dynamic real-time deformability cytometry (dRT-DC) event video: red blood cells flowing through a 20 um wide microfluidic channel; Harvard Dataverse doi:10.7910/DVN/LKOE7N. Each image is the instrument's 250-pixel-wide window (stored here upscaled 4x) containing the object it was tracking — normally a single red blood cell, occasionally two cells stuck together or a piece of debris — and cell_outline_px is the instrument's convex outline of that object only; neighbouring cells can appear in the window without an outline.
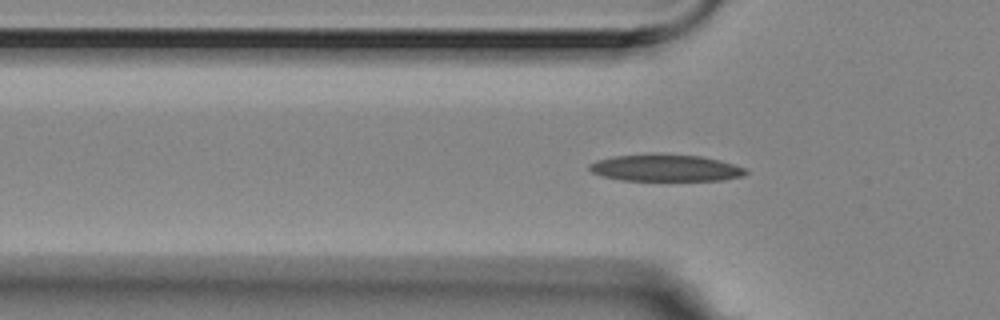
{"species": "Egyptian fruit bat (a non-hibernating species)", "species_latin": "Rousettus aegyptiacus", "temperature_condition": "room temperature", "stored_images_in_passage": 42, "camera_frame_rate_fps": 3000, "um_per_image_px": 0.085, "animal": {"sex": "female"}, "frame": {"image": 1, "passage_image": 9, "time_ms": 2.667, "image_size_px": [1000, 320], "cell_outline_px": [[748, 172], [744, 176], [724, 180], [624, 180], [600, 176], [592, 172], [588, 168], [588, 164], [596, 160], [612, 156], [652, 152], [700, 156], [720, 160], [744, 168]], "centroid_in_image_um": [56.52, 14.25], "position_along_channel_um": 69.3, "area_um2": 24.91}}
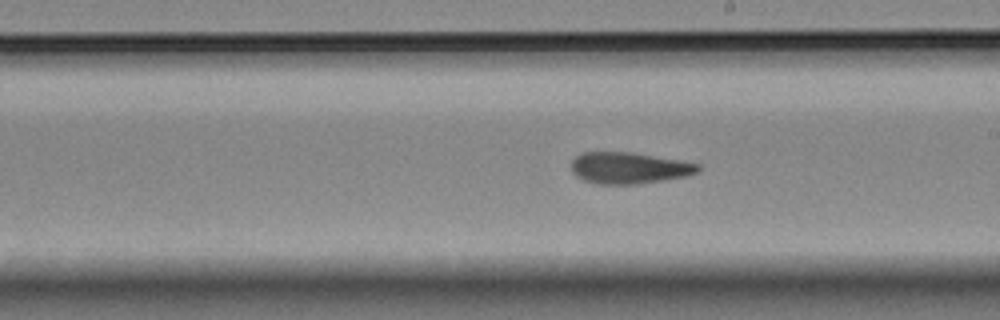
{"frame": {"image": 2, "passage_image": 23, "time_ms": 7.333, "image_size_px": [1000, 320], "cell_outline_px": [[700, 172], [688, 176], [664, 180], [636, 184], [596, 184], [584, 180], [576, 176], [572, 172], [572, 160], [576, 156], [584, 152], [632, 152], [680, 160], [700, 164]], "centroid_in_image_um": [53.49, 14.28], "position_along_channel_um": 235.5, "area_um2": 23.35}}
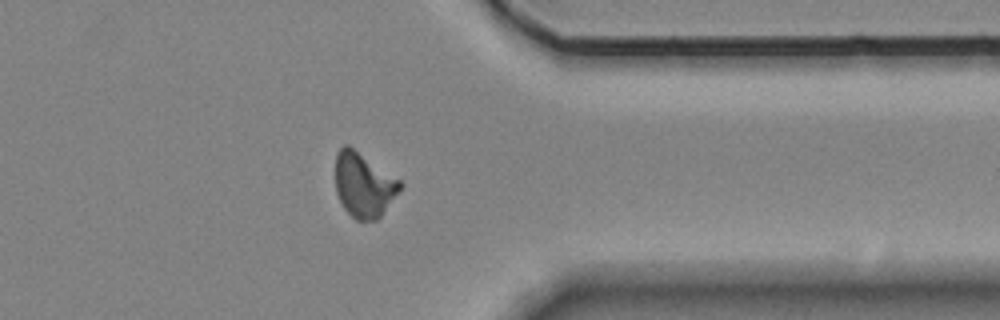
{"frame": {"image": 3, "passage_image": 36, "time_ms": 11.667, "image_size_px": [1000, 320], "cell_outline_px": [[404, 184], [380, 216], [376, 220], [356, 220], [344, 208], [336, 192], [336, 152], [344, 144], [348, 144], [400, 180]], "centroid_in_image_um": [30.9, 15.69], "position_along_channel_um": 380.5, "area_um2": 24.04}, "authors_computed_cell_mechanics": {"area_um2": 23.4668, "velocity_mm_per_s": 3.5424, "shape_relaxation_time_tau1_ms": null, "shape_relaxation_time_tau2_ms": 4.8434, "deformation_change_tau1": null, "deformation_change_tau2": 0.1234}}